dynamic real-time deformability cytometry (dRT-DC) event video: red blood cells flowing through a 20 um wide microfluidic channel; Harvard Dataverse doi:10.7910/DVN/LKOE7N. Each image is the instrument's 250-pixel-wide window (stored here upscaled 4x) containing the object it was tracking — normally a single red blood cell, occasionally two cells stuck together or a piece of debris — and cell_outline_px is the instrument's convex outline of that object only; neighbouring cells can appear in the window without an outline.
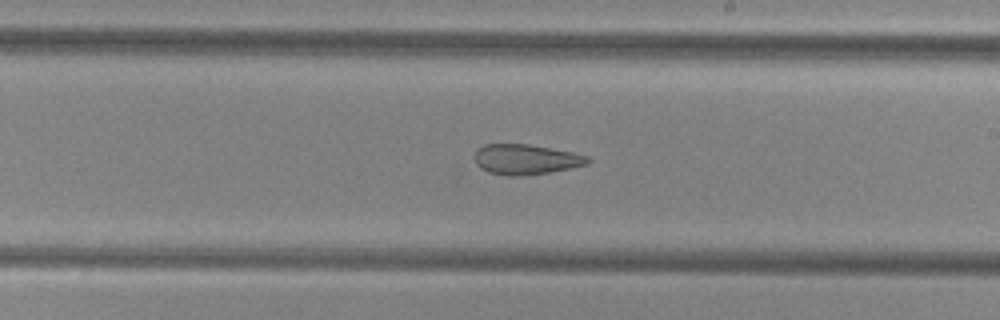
{"species": "common noctule bat (a hibernating species)", "species_latin": "Nyctalus noctula", "temperature_condition": "cold", "stored_images_in_passage": 41, "camera_frame_rate_fps": 3000, "um_per_image_px": 0.085, "animal": {"sex": "female", "body_mass_g": 29.2, "forearm_length_mm": 56.3}, "frame": {"image": 1, "passage_image": 30, "time_ms": 9.667, "image_size_px": [1000, 320], "cell_outline_px": [[592, 160], [588, 164], [572, 168], [548, 172], [520, 176], [508, 176], [488, 172], [480, 168], [476, 164], [476, 148], [484, 144], [528, 144], [572, 152], [588, 156]], "centroid_in_image_um": [44.7, 13.55], "position_along_channel_um": 244.3, "area_um2": 19.94}}